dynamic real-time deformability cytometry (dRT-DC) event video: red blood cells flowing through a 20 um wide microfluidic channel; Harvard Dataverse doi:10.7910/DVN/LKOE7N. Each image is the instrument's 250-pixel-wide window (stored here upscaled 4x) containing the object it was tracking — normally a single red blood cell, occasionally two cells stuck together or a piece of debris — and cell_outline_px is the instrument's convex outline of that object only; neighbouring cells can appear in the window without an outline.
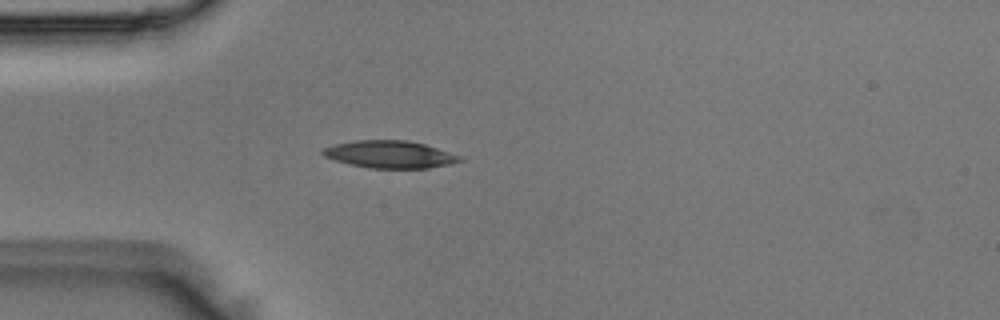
{"species": "Egyptian fruit bat (a non-hibernating species)", "species_latin": "Rousettus aegyptiacus", "temperature_condition": "room temperature", "stored_images_in_passage": 5, "camera_frame_rate_fps": 3000, "um_per_image_px": 0.085, "animal": {"sex": "male"}, "frame": {"image": 1, "passage_image": 5, "time_ms": 1.333, "image_size_px": [1000, 320], "cell_outline_px": [[464, 160], [452, 164], [428, 168], [368, 168], [336, 160], [324, 156], [320, 152], [320, 148], [332, 144], [352, 140], [408, 140], [424, 144], [460, 156]], "centroid_in_image_um": [33.09, 13.11], "position_along_channel_um": 51.9, "area_um2": 21.91}}